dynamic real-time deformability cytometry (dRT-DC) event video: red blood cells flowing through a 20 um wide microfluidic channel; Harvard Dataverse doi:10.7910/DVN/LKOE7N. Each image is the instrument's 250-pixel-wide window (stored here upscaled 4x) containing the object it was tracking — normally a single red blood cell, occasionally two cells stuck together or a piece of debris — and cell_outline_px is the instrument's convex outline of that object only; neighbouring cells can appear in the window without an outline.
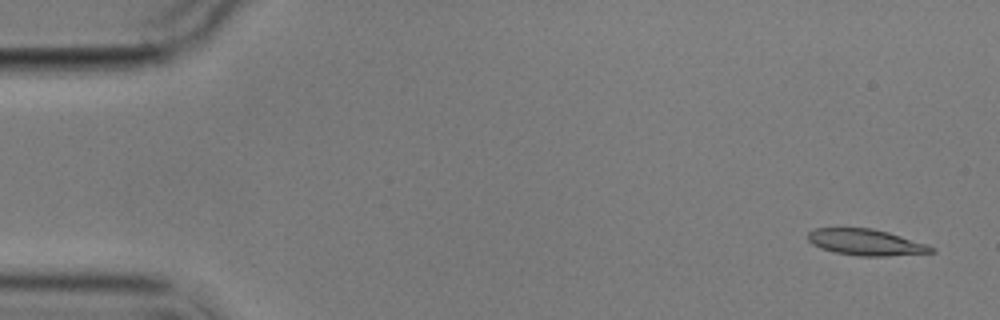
{"species": "common noctule bat (a hibernating species)", "species_latin": "Nyctalus noctula", "temperature_condition": "cold", "stored_images_in_passage": 5, "camera_frame_rate_fps": 3000, "um_per_image_px": 0.085, "animal": {"sex": "male", "body_mass_g": 17.9}, "frame": {"image": 1, "passage_image": 1, "time_ms": 0.0, "image_size_px": [1000, 320], "cell_outline_px": [[936, 252], [888, 256], [856, 256], [836, 252], [820, 248], [812, 244], [808, 240], [808, 232], [812, 228], [872, 228], [888, 232], [936, 248]], "centroid_in_image_um": [73.56, 20.59], "position_along_channel_um": 11.4, "area_um2": 18.79}}